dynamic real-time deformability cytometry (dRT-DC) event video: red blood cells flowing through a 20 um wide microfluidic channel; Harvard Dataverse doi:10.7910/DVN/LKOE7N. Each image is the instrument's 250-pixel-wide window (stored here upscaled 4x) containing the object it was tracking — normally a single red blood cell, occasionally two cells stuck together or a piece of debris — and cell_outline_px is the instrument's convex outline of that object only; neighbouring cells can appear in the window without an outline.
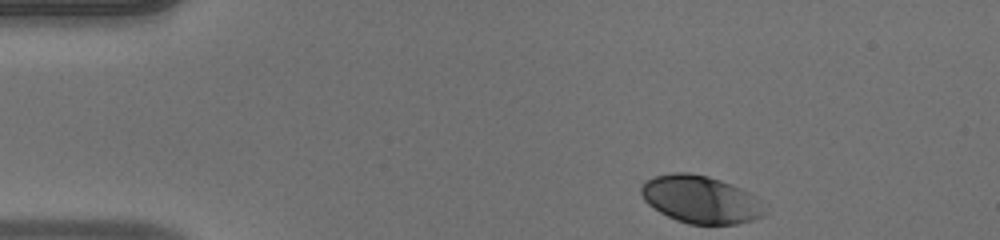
{"species": "human", "species_latin": "Homo sapiens", "temperature_condition": "warm", "stored_images_in_passage": 39, "camera_frame_rate_fps": 3000, "um_per_image_px": 0.085, "donor": {"sex": "male"}, "frame": {"image": 1, "passage_image": 1, "time_ms": 0.0, "image_size_px": [1000, 240], "cell_outline_px": [[764, 216], [752, 220], [736, 224], [688, 224], [676, 220], [660, 212], [648, 204], [644, 200], [640, 192], [640, 188], [648, 180], [656, 176], [672, 172], [688, 172], [708, 176], [720, 180], [740, 188], [748, 192], [752, 196], [764, 212]], "centroid_in_image_um": [59.49, 16.95], "position_along_channel_um": 25.5, "area_um2": 33.64}}
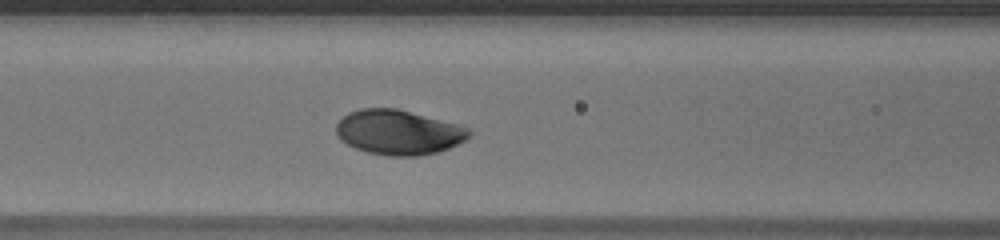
{"frame": {"image": 2, "passage_image": 15, "time_ms": 4.667, "image_size_px": [1000, 240], "cell_outline_px": [[472, 132], [464, 140], [440, 152], [416, 156], [388, 156], [368, 152], [356, 148], [340, 140], [336, 132], [336, 124], [348, 112], [360, 108], [396, 108], [460, 124], [468, 128]], "centroid_in_image_um": [33.87, 11.24], "position_along_channel_um": 132.7, "area_um2": 34.74}}
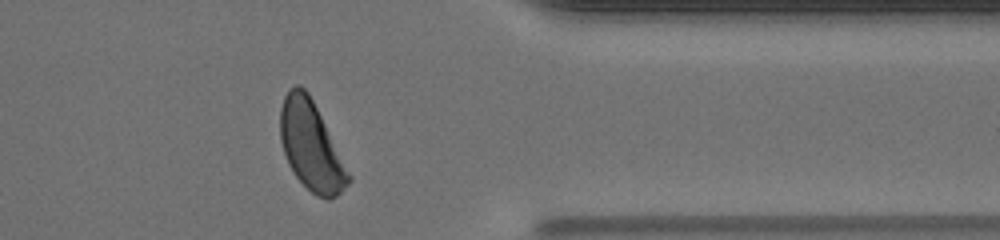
{"frame": {"image": 3, "passage_image": 35, "time_ms": 11.333, "image_size_px": [1000, 240], "cell_outline_px": [[352, 180], [336, 196], [328, 200], [316, 196], [296, 176], [288, 164], [280, 140], [280, 108], [284, 96], [288, 88], [296, 84], [300, 84], [308, 92], [352, 176]], "centroid_in_image_um": [26.43, 12.39], "position_along_channel_um": 385.0, "area_um2": 35.14}, "authors_computed_cell_mechanics": {"area_um2": 34.391, "velocity_mm_per_s": 3.9682, "shape_relaxation_time_tau1_ms": 1.7449, "shape_relaxation_time_tau2_ms": null, "deformation_change_tau1": 0.1325, "deformation_change_tau2": null}}